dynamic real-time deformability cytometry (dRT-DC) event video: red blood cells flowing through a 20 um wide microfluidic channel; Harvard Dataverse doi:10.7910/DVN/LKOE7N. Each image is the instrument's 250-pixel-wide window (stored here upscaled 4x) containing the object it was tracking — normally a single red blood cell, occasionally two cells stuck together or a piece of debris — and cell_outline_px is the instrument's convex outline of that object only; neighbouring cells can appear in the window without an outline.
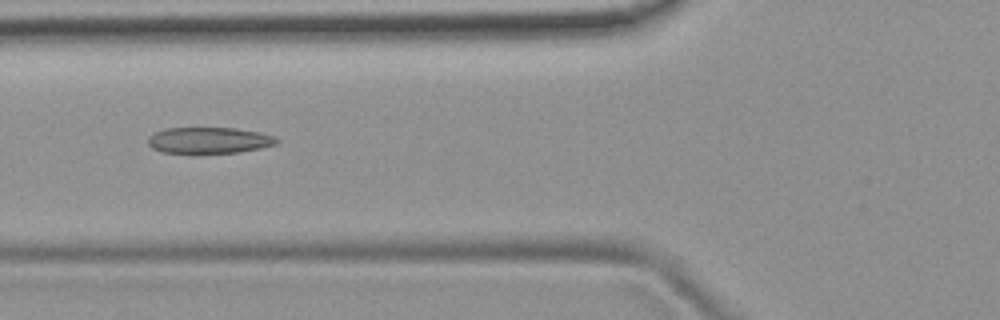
{"species": "common noctule bat (a hibernating species)", "species_latin": "Nyctalus noctula", "temperature_condition": "room temperature", "stored_images_in_passage": 9, "camera_frame_rate_fps": 3000, "um_per_image_px": 0.085, "animal": {"sex": "female", "body_mass_g": 19.9}, "frame": {"image": 1, "passage_image": 6, "time_ms": 5.667, "image_size_px": [1000, 320], "cell_outline_px": [[280, 140], [276, 144], [260, 148], [240, 152], [196, 156], [192, 156], [160, 152], [152, 148], [148, 144], [148, 136], [152, 132], [164, 128], [236, 128], [260, 132], [276, 136]], "centroid_in_image_um": [17.71, 11.97], "position_along_channel_um": 108.1, "area_um2": 20.87}}
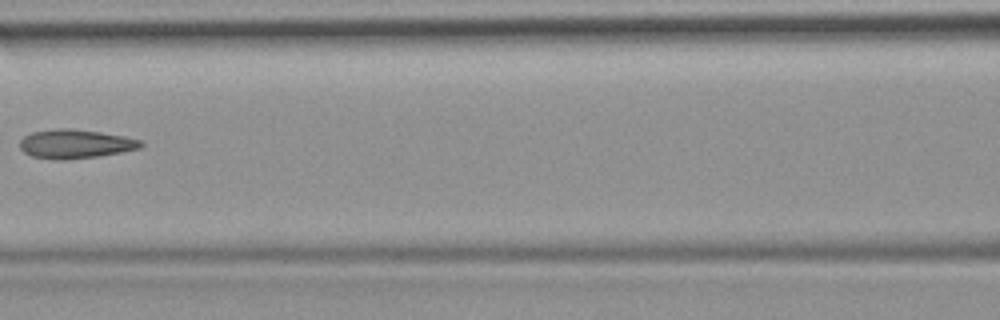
{"frame": {"image": 2, "passage_image": 7, "time_ms": 7.0, "image_size_px": [1000, 320], "cell_outline_px": [[144, 144], [140, 148], [120, 152], [96, 156], [60, 160], [32, 156], [24, 152], [20, 148], [20, 140], [24, 136], [32, 132], [56, 128], [72, 128], [100, 132], [124, 136], [140, 140]], "centroid_in_image_um": [6.38, 12.22], "position_along_channel_um": 160.2, "area_um2": 20.23}}
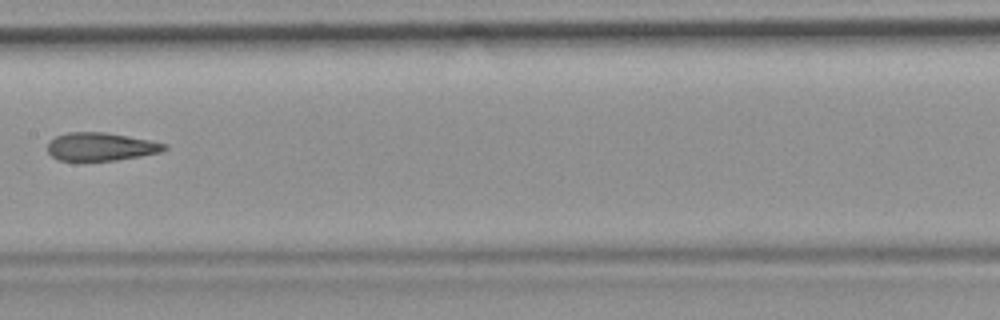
{"frame": {"image": 3, "passage_image": 8, "time_ms": 8.0, "image_size_px": [1000, 320], "cell_outline_px": [[168, 148], [160, 152], [140, 156], [116, 160], [60, 160], [52, 156], [48, 152], [48, 140], [56, 136], [68, 132], [104, 132], [128, 136], [168, 144]], "centroid_in_image_um": [8.56, 12.46], "position_along_channel_um": 198.8, "area_um2": 19.02}}